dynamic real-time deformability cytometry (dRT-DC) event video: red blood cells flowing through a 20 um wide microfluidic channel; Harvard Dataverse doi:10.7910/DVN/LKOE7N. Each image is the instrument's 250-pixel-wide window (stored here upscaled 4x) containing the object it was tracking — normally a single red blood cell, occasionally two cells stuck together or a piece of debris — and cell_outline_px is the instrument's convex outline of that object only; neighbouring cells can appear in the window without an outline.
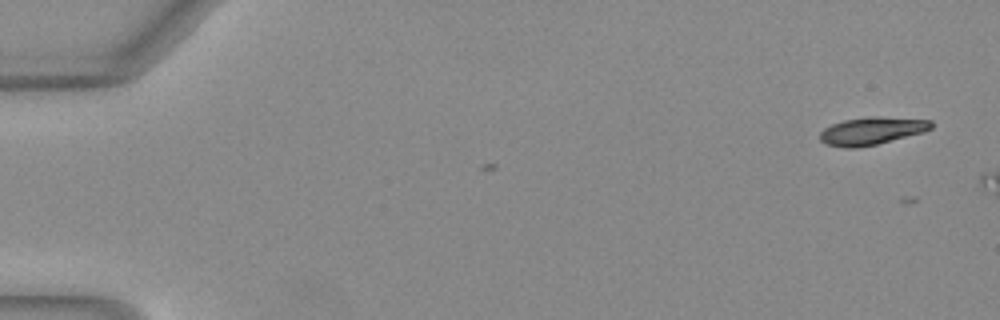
{"species": "Egyptian fruit bat (a non-hibernating species)", "species_latin": "Rousettus aegyptiacus", "temperature_condition": "warm", "stored_images_in_passage": 4, "camera_frame_rate_fps": 3000, "um_per_image_px": 0.085, "animal": {"sex": "female"}, "frame": {"image": 1, "passage_image": 2, "time_ms": 0.333, "image_size_px": [1000, 320], "cell_outline_px": [[932, 128], [924, 132], [876, 144], [856, 148], [844, 148], [824, 144], [820, 140], [820, 132], [824, 128], [832, 124], [844, 120], [872, 116], [876, 116], [932, 120]], "centroid_in_image_um": [74.08, 11.13], "position_along_channel_um": 10.9, "area_um2": 17.92}}